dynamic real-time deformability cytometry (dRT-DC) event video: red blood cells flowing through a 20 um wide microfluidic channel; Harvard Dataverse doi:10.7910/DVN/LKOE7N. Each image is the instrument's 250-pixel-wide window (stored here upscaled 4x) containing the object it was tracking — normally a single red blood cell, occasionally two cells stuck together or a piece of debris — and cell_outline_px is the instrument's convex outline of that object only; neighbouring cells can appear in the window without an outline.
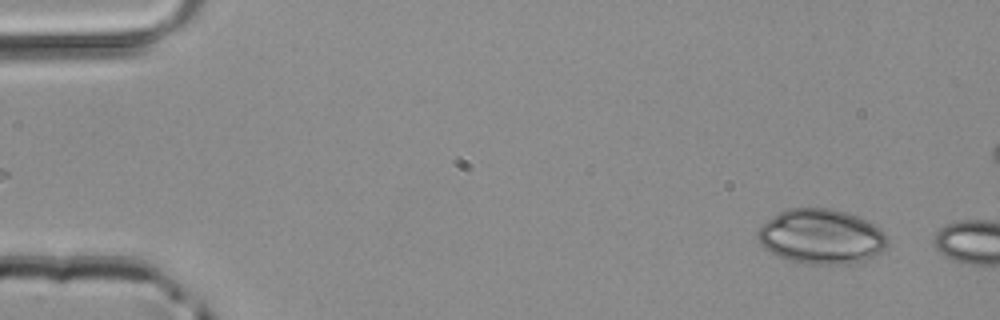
{"species": "common noctule bat (a hibernating species)", "species_latin": "Nyctalus noctula", "temperature_condition": "room temperature", "stored_images_in_passage": 7, "camera_frame_rate_fps": 3000, "um_per_image_px": 0.085, "animal": {"sex": "male", "body_mass_g": 20.4}, "frame": {"image": 1, "passage_image": 3, "time_ms": 0.667, "image_size_px": [1000, 320], "cell_outline_px": [[888, 248], [884, 252], [876, 256], [844, 264], [804, 264], [788, 260], [764, 248], [760, 244], [756, 236], [756, 232], [768, 220], [780, 212], [788, 208], [832, 208], [868, 220], [880, 228], [888, 240]], "centroid_in_image_um": [69.83, 20.11], "position_along_channel_um": 15.2, "area_um2": 41.5}}